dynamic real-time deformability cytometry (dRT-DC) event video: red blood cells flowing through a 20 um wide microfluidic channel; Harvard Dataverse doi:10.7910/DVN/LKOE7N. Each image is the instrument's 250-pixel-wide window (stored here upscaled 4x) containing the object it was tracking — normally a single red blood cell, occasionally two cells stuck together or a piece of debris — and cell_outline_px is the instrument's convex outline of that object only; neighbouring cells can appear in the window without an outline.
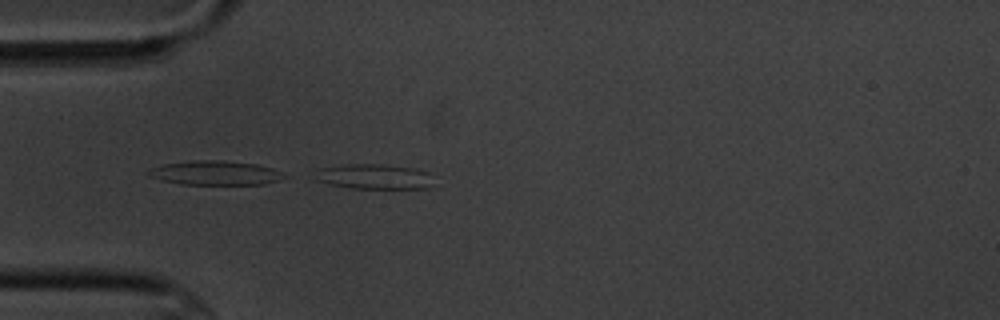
{"species": "common noctule bat (a hibernating species)", "species_latin": "Nyctalus noctula", "temperature_condition": "cold", "stored_images_in_passage": 4, "camera_frame_rate_fps": 3000, "um_per_image_px": 0.085, "animal": {"sex": "male", "body_mass_g": 20.1, "forearm_length_mm": 53.5}, "frame": {"image": 1, "passage_image": 4, "time_ms": 3.333, "image_size_px": [1000, 320], "cell_outline_px": [[432, 184], [428, 188], [352, 188], [332, 184], [316, 180], [320, 168], [344, 164], [384, 164], [416, 168], [428, 172]], "centroid_in_image_um": [31.85, 15.0], "position_along_channel_um": 53.2, "area_um2": 17.05}}